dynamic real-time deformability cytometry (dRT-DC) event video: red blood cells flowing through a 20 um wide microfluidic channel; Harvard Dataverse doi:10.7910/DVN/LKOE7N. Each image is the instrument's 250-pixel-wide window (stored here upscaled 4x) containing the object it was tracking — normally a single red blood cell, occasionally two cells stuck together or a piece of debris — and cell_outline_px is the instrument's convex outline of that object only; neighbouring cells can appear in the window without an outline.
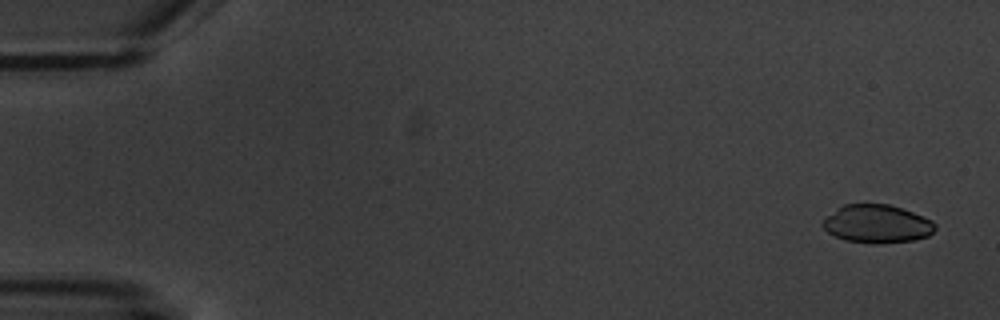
{"species": "common noctule bat (a hibernating species)", "species_latin": "Nyctalus noctula", "temperature_condition": "warm", "stored_images_in_passage": 6, "camera_frame_rate_fps": 3000, "um_per_image_px": 0.085, "animal": {"sex": "male", "body_mass_g": 20.1, "forearm_length_mm": 53.5}, "frame": {"image": 1, "passage_image": 1, "time_ms": 0.0, "image_size_px": [1000, 320], "cell_outline_px": [[936, 228], [928, 236], [912, 240], [880, 244], [872, 244], [844, 240], [828, 232], [820, 224], [828, 216], [844, 204], [888, 204], [912, 212], [932, 220], [936, 224]], "centroid_in_image_um": [74.55, 19.04], "position_along_channel_um": 10.4, "area_um2": 24.85}}
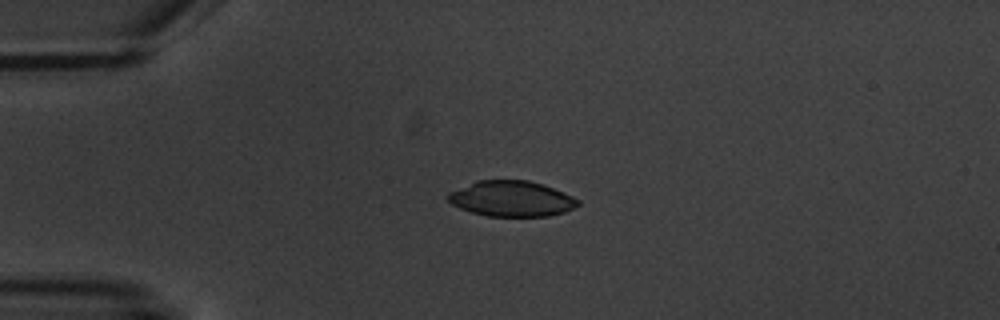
{"frame": {"image": 2, "passage_image": 4, "time_ms": 4.0, "image_size_px": [1000, 320], "cell_outline_px": [[580, 204], [564, 212], [548, 216], [488, 216], [472, 212], [460, 208], [452, 204], [444, 196], [448, 192], [476, 180], [528, 180], [544, 184], [572, 196], [580, 200]], "centroid_in_image_um": [43.45, 16.88], "position_along_channel_um": 41.5, "area_um2": 27.05}}